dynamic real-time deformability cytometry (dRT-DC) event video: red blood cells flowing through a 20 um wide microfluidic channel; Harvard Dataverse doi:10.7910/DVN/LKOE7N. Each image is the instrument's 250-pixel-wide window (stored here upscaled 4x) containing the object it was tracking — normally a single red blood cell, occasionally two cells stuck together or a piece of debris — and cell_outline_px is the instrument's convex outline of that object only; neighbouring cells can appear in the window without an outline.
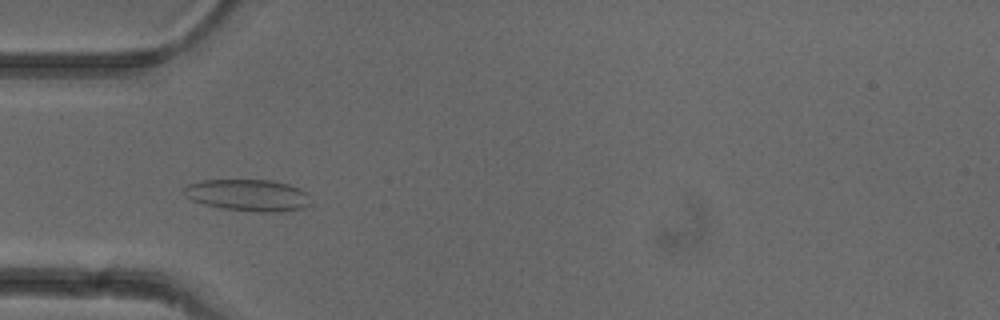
{"species": "common noctule bat (a hibernating species)", "species_latin": "Nyctalus noctula", "temperature_condition": "cold", "stored_images_in_passage": 47, "camera_frame_rate_fps": 3000, "um_per_image_px": 0.085, "animal": {"sex": "female"}, "frame": {"image": 1, "passage_image": 15, "time_ms": 4.667, "image_size_px": [1000, 320], "cell_outline_px": [[312, 204], [304, 208], [280, 212], [256, 212], [220, 208], [204, 204], [192, 200], [184, 196], [180, 188], [188, 184], [204, 180], [272, 180], [288, 184], [300, 188], [308, 192]], "centroid_in_image_um": [21.09, 16.59], "position_along_channel_um": 63.9, "area_um2": 23.93}}
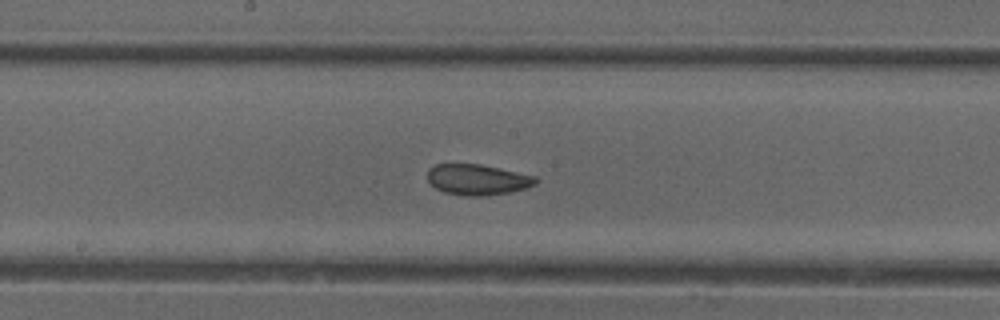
{"frame": {"image": 2, "passage_image": 26, "time_ms": 8.333, "image_size_px": [1000, 320], "cell_outline_px": [[540, 180], [536, 184], [528, 188], [508, 192], [484, 196], [468, 196], [444, 192], [428, 184], [428, 168], [436, 164], [480, 164], [536, 176]], "centroid_in_image_um": [40.59, 15.27], "position_along_channel_um": 207.6, "area_um2": 19.48}}
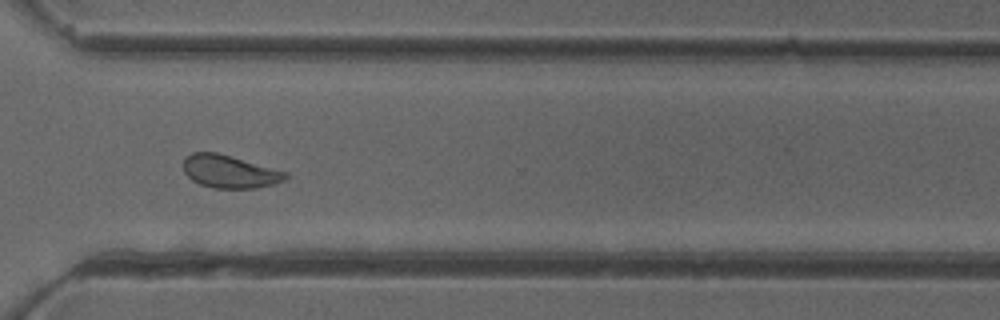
{"frame": {"image": 3, "passage_image": 37, "time_ms": 12.0, "image_size_px": [1000, 320], "cell_outline_px": [[288, 176], [284, 180], [272, 184], [256, 188], [216, 188], [200, 184], [192, 180], [184, 172], [184, 156], [192, 152], [216, 152], [288, 172]], "centroid_in_image_um": [19.5, 14.57], "position_along_channel_um": 351.1, "area_um2": 19.42}}